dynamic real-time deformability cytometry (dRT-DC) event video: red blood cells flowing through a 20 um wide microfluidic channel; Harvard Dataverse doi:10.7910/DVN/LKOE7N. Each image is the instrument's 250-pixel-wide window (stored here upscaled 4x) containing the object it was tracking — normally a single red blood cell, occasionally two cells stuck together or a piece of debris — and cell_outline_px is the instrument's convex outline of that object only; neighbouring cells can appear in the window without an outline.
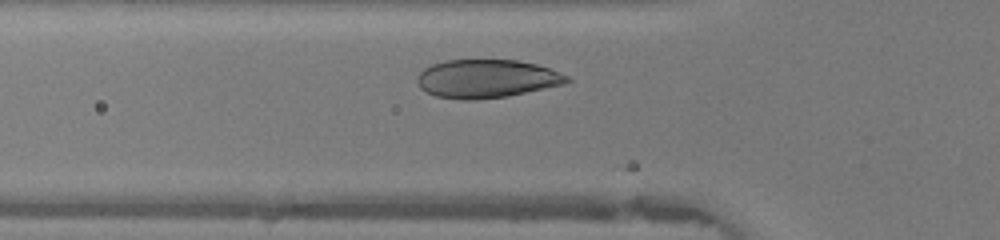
{"species": "human", "species_latin": "Homo sapiens", "temperature_condition": "warm", "stored_images_in_passage": 27, "camera_frame_rate_fps": 3000, "um_per_image_px": 0.085, "donor": {"sex": "female"}, "frame": {"image": 1, "passage_image": 6, "time_ms": 1.667, "image_size_px": [1000, 240], "cell_outline_px": [[572, 80], [564, 84], [508, 96], [476, 100], [460, 100], [436, 96], [420, 88], [416, 80], [416, 76], [424, 68], [432, 64], [444, 60], [516, 60], [536, 64], [548, 68], [568, 76]], "centroid_in_image_um": [41.33, 6.69], "position_along_channel_um": 84.5, "area_um2": 33.52}}
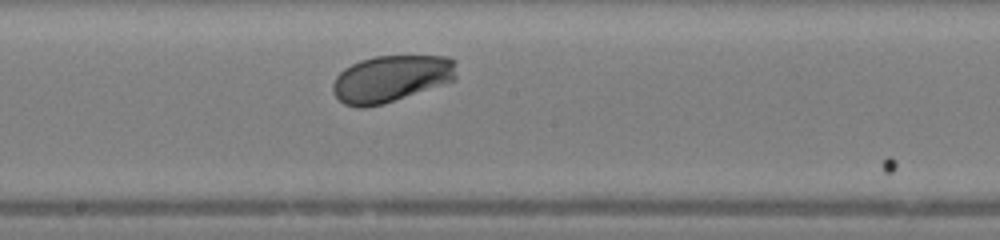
{"frame": {"image": 2, "passage_image": 15, "time_ms": 4.667, "image_size_px": [1000, 240], "cell_outline_px": [[456, 80], [384, 104], [364, 108], [360, 108], [344, 104], [332, 92], [332, 84], [336, 76], [344, 68], [360, 60], [376, 56], [448, 56], [456, 60]], "centroid_in_image_um": [33.25, 6.69], "position_along_channel_um": 214.9, "area_um2": 33.99}}
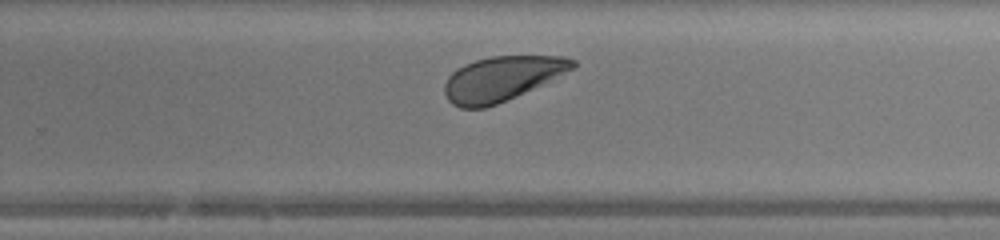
{"frame": {"image": 3, "passage_image": 20, "time_ms": 6.333, "image_size_px": [1000, 240], "cell_outline_px": [[576, 64], [572, 68], [532, 88], [496, 104], [484, 108], [460, 108], [452, 104], [448, 100], [444, 92], [444, 84], [448, 76], [452, 72], [464, 64], [476, 60], [492, 56], [564, 56], [576, 60]], "centroid_in_image_um": [42.58, 6.67], "position_along_channel_um": 287.2, "area_um2": 32.6}, "authors_computed_cell_mechanics": {"area_um2": 33.5818, "velocity_mm_per_s": 4.3341, "shape_relaxation_time_tau1_ms": 1.2061, "shape_relaxation_time_tau2_ms": null, "deformation_change_tau1": 0.0985, "deformation_change_tau2": null}}